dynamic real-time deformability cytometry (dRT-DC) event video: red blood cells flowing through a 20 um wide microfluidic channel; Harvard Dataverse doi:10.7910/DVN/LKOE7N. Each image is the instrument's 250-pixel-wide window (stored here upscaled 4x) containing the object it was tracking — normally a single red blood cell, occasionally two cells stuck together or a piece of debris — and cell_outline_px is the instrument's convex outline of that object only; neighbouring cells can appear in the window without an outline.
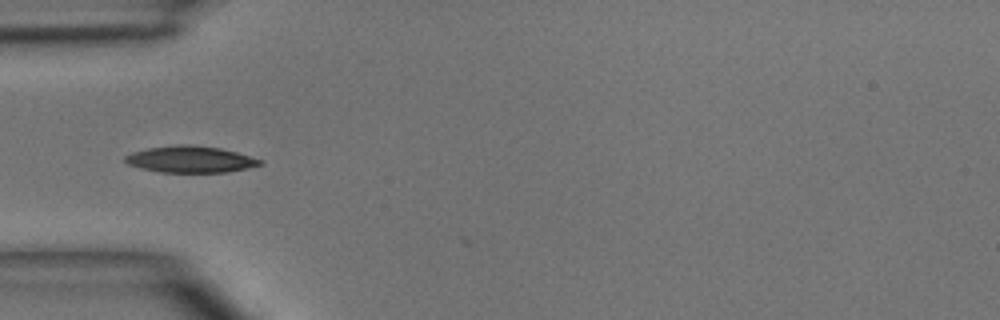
{"species": "common noctule bat (a hibernating species)", "species_latin": "Nyctalus noctula", "temperature_condition": "room temperature", "stored_images_in_passage": 5, "camera_frame_rate_fps": 3000, "um_per_image_px": 0.085, "animal": {"sex": "male", "body_mass_g": 15.6}, "frame": {"image": 1, "passage_image": 3, "time_ms": 2.333, "image_size_px": [1000, 320], "cell_outline_px": [[264, 164], [248, 168], [228, 172], [160, 172], [140, 168], [128, 164], [124, 160], [124, 156], [132, 152], [148, 148], [176, 144], [196, 144], [220, 148], [236, 152], [264, 160]], "centroid_in_image_um": [16.2, 13.53], "position_along_channel_um": 68.8, "area_um2": 21.1}}
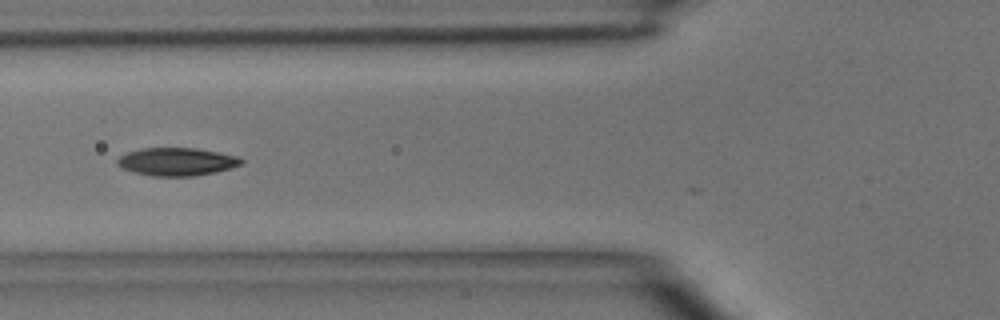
{"frame": {"image": 2, "passage_image": 4, "time_ms": 3.333, "image_size_px": [1000, 320], "cell_outline_px": [[244, 164], [216, 172], [192, 176], [152, 176], [136, 172], [124, 168], [116, 164], [116, 160], [120, 156], [128, 152], [144, 148], [196, 148], [236, 156], [244, 160]], "centroid_in_image_um": [15.04, 13.74], "position_along_channel_um": 110.8, "area_um2": 20.0}}